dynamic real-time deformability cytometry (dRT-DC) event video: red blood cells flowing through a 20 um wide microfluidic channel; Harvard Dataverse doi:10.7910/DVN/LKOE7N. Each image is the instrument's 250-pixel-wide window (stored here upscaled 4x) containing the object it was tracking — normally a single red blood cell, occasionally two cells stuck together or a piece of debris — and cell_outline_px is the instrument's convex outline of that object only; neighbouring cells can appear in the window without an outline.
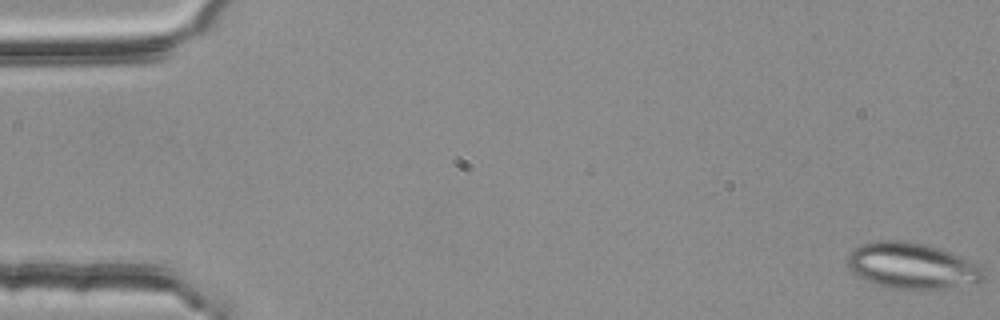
{"species": "common noctule bat (a hibernating species)", "species_latin": "Nyctalus noctula", "temperature_condition": "room temperature", "stored_images_in_passage": 53, "segment_of_instrument_passage": [1, 2], "camera_frame_rate_fps": 3000, "um_per_image_px": 0.085, "animal": {"sex": "female", "body_mass_g": 25.1}, "frame": {"image": 1, "passage_image": 1, "time_ms": 0.0, "image_size_px": [1000, 320], "cell_outline_px": [[984, 280], [928, 292], [924, 292], [892, 288], [868, 280], [852, 272], [848, 264], [848, 256], [856, 248], [864, 244], [876, 240], [908, 240], [924, 244], [960, 256], [980, 264], [984, 272]], "centroid_in_image_um": [77.57, 22.62], "position_along_channel_um": 7.4, "area_um2": 36.53}}